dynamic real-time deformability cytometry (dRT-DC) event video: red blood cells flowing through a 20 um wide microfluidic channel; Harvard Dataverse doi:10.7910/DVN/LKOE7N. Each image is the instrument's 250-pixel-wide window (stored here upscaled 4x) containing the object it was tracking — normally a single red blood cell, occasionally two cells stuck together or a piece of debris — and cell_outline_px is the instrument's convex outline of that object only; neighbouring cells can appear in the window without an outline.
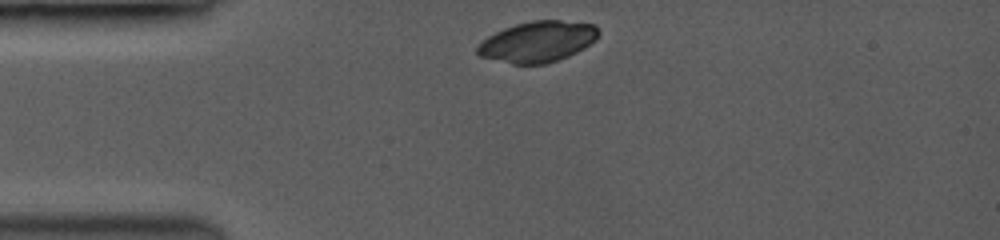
{"species": "common noctule bat (a hibernating species)", "species_latin": "Nyctalus noctula", "temperature_condition": "room temperature", "stored_images_in_passage": 2, "camera_frame_rate_fps": 3500, "um_per_image_px": 0.085, "animal": {"sex": "female", "body_mass_g": 19.0, "forearm_length_mm": 53.3}, "frame": {"image": 1, "passage_image": 1, "time_ms": 0.0, "image_size_px": [1000, 240], "cell_outline_px": [[600, 32], [588, 44], [576, 52], [568, 56], [544, 64], [512, 64], [480, 56], [476, 52], [476, 48], [488, 36], [504, 28], [516, 24], [532, 20], [560, 20], [592, 24]], "centroid_in_image_um": [45.66, 3.54], "position_along_channel_um": 39.3, "area_um2": 28.32}}